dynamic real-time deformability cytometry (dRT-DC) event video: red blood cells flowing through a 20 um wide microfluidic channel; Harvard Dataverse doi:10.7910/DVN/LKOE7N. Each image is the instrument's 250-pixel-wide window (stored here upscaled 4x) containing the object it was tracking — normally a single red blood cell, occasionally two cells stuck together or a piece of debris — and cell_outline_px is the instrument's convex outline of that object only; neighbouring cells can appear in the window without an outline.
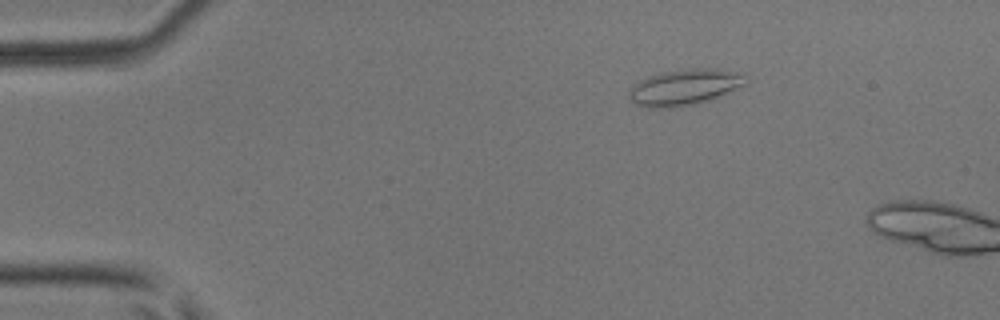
{"species": "common noctule bat (a hibernating species)", "species_latin": "Nyctalus noctula", "temperature_condition": "room temperature", "stored_images_in_passage": 4, "camera_frame_rate_fps": 3000, "um_per_image_px": 0.085, "animal": {"sex": "male", "body_mass_g": 17.9, "forearm_length_mm": 54.2}, "frame": {"image": 1, "passage_image": 3, "time_ms": 0.667, "image_size_px": [1000, 320], "cell_outline_px": [[748, 84], [716, 96], [692, 104], [668, 108], [648, 108], [636, 104], [628, 96], [628, 92], [632, 84], [648, 76], [660, 72], [688, 68], [720, 68], [744, 72]], "centroid_in_image_um": [58.18, 7.37], "position_along_channel_um": 26.8, "area_um2": 24.62}}